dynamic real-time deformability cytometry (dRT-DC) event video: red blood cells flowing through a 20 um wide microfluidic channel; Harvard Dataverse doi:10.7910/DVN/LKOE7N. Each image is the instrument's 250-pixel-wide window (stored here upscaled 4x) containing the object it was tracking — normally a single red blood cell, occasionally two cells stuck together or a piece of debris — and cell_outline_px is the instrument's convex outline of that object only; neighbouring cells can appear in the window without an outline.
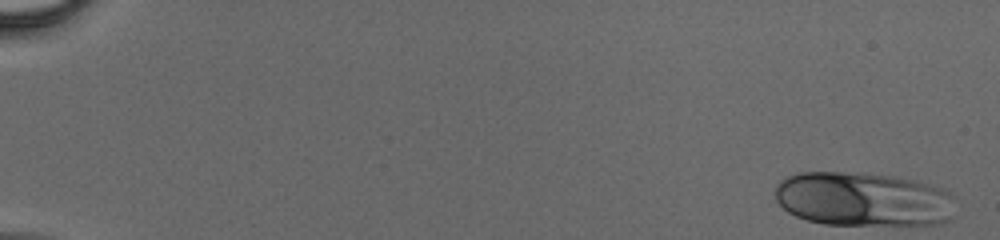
{"species": "human", "species_latin": "Homo sapiens", "temperature_condition": "cold", "stored_images_in_passage": 46, "camera_frame_rate_fps": 3000, "um_per_image_px": 0.085, "donor": {"sex": "male"}, "frame": {"image": 1, "passage_image": 1, "time_ms": 0.0, "image_size_px": [1000, 240], "cell_outline_px": [[952, 220], [940, 224], [824, 224], [808, 220], [796, 216], [788, 212], [776, 200], [776, 184], [780, 180], [788, 176], [800, 172], [860, 172], [896, 176], [944, 188], [952, 196]], "centroid_in_image_um": [73.36, 16.92], "position_along_channel_um": 11.6, "area_um2": 57.11}}
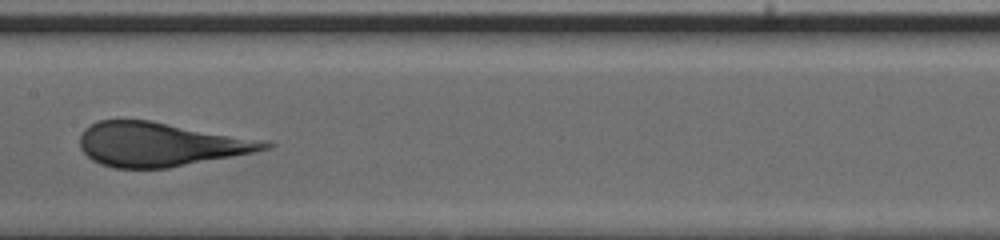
{"frame": {"image": 2, "passage_image": 25, "time_ms": 8.0, "image_size_px": [1000, 240], "cell_outline_px": [[276, 144], [272, 148], [232, 156], [168, 168], [112, 168], [100, 164], [92, 160], [80, 148], [80, 136], [84, 128], [100, 120], [152, 120], [264, 140]], "centroid_in_image_um": [13.62, 12.26], "position_along_channel_um": 193.8, "area_um2": 47.4}}
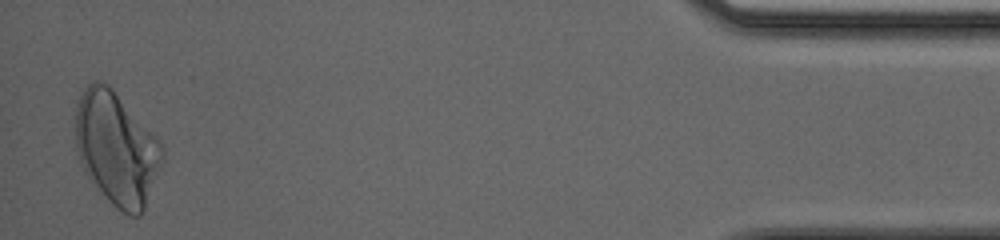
{"frame": {"image": 3, "passage_image": 45, "time_ms": 14.667, "image_size_px": [1000, 240], "cell_outline_px": [[164, 160], [144, 212], [140, 216], [132, 216], [116, 208], [92, 184], [80, 164], [76, 148], [76, 104], [84, 88], [88, 84], [96, 80], [104, 80], [112, 88], [156, 136], [164, 148]], "centroid_in_image_um": [9.92, 12.64], "position_along_channel_um": 425.3, "area_um2": 57.57}}